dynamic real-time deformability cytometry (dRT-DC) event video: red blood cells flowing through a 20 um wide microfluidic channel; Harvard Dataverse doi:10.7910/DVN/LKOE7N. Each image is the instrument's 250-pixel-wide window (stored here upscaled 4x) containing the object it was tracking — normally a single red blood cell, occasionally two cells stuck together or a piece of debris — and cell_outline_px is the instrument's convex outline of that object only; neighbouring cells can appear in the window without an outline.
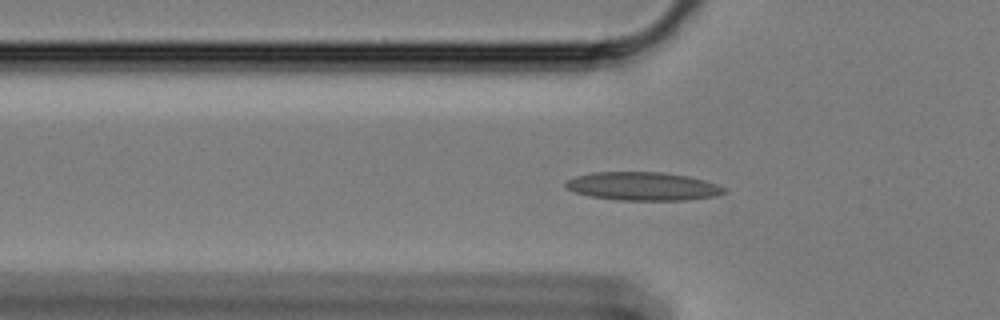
{"species": "Egyptian fruit bat (a non-hibernating species)", "species_latin": "Rousettus aegyptiacus", "temperature_condition": "cold", "stored_images_in_passage": 47, "camera_frame_rate_fps": 3000, "um_per_image_px": 0.085, "animal": {"sex": "female"}, "frame": {"image": 1, "passage_image": 6, "time_ms": 1.667, "image_size_px": [1000, 320], "cell_outline_px": [[728, 192], [716, 196], [684, 200], [616, 200], [592, 196], [576, 192], [564, 188], [564, 180], [576, 176], [592, 172], [660, 172], [688, 176], [704, 180], [716, 184], [724, 188]], "centroid_in_image_um": [54.61, 15.83], "position_along_channel_um": 71.2, "area_um2": 26.24}}
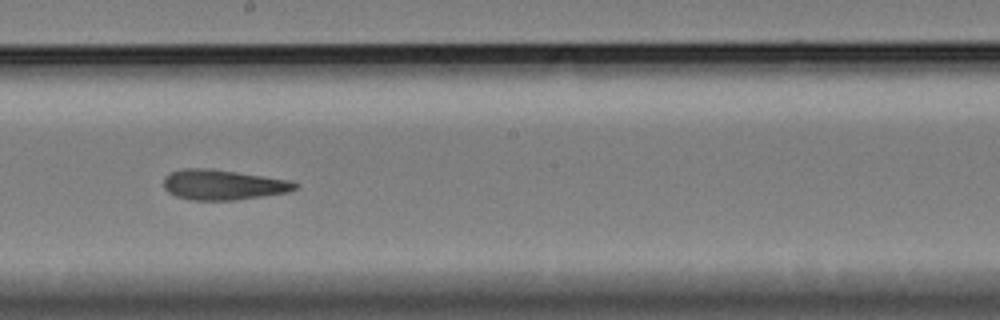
{"frame": {"image": 2, "passage_image": 20, "time_ms": 6.333, "image_size_px": [1000, 320], "cell_outline_px": [[300, 184], [296, 188], [288, 192], [236, 200], [192, 200], [176, 196], [168, 192], [164, 188], [164, 176], [168, 172], [184, 168], [212, 168], [292, 180]], "centroid_in_image_um": [18.96, 15.69], "position_along_channel_um": 229.2, "area_um2": 23.41}}
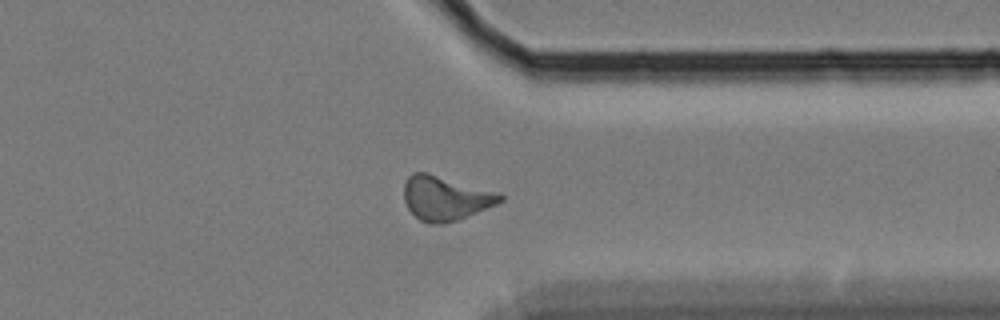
{"frame": {"image": 3, "passage_image": 33, "time_ms": 10.667, "image_size_px": [1000, 320], "cell_outline_px": [[504, 200], [496, 204], [456, 220], [444, 224], [428, 224], [420, 220], [408, 208], [404, 200], [404, 184], [408, 176], [412, 172], [428, 172], [500, 192], [504, 196]], "centroid_in_image_um": [37.86, 16.82], "position_along_channel_um": 373.5, "area_um2": 24.97}, "authors_computed_cell_mechanics": {"area_um2": 23.409, "velocity_mm_per_s": 3.3655, "shape_relaxation_time_tau1_ms": null, "shape_relaxation_time_tau2_ms": 4.3125, "deformation_change_tau1": null, "deformation_change_tau2": 0.1183}}